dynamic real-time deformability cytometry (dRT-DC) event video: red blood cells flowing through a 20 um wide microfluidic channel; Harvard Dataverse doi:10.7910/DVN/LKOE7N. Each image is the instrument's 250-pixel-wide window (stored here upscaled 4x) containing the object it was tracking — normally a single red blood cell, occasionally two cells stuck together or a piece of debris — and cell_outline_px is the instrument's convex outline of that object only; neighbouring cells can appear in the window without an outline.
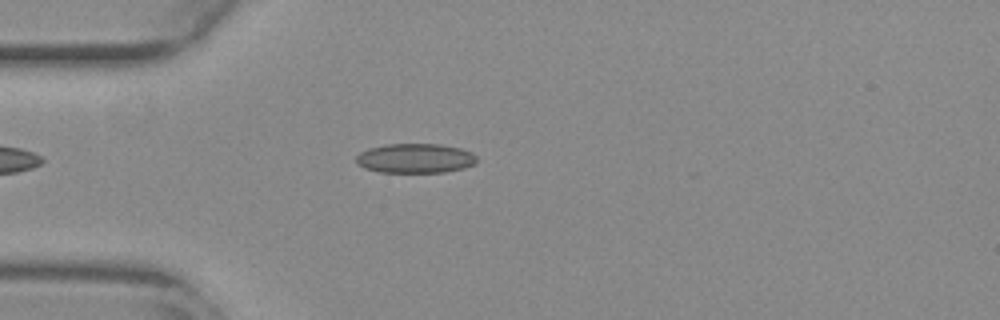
{"species": "common noctule bat (a hibernating species)", "species_latin": "Nyctalus noctula", "temperature_condition": "warm", "stored_images_in_passage": 35, "camera_frame_rate_fps": 3000, "um_per_image_px": 0.085, "animal": {"sex": "female", "body_mass_g": 29.2, "forearm_length_mm": 56.3}, "frame": {"image": 1, "passage_image": 4, "time_ms": 1.0, "image_size_px": [1000, 320], "cell_outline_px": [[476, 160], [472, 164], [464, 168], [444, 172], [380, 172], [364, 168], [356, 160], [356, 156], [360, 152], [368, 148], [384, 144], [440, 144], [460, 148], [472, 152], [476, 156]], "centroid_in_image_um": [35.28, 13.45], "position_along_channel_um": 49.7, "area_um2": 20.69}}
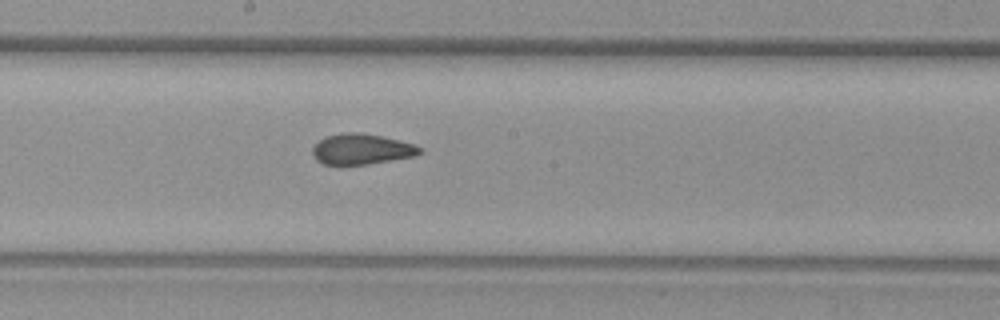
{"frame": {"image": 2, "passage_image": 18, "time_ms": 5.667, "image_size_px": [1000, 320], "cell_outline_px": [[424, 152], [416, 156], [368, 164], [340, 168], [324, 164], [316, 160], [312, 156], [312, 148], [324, 136], [344, 132], [360, 132], [380, 136], [412, 144], [420, 148]], "centroid_in_image_um": [30.65, 12.72], "position_along_channel_um": 217.5, "area_um2": 19.65}}
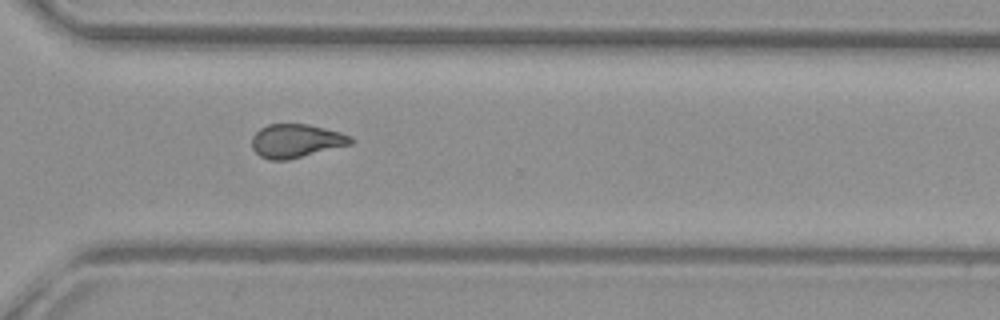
{"frame": {"image": 3, "passage_image": 28, "time_ms": 9.0, "image_size_px": [1000, 320], "cell_outline_px": [[356, 140], [352, 144], [288, 160], [268, 160], [260, 156], [252, 148], [252, 136], [260, 128], [268, 124], [308, 124], [340, 132], [352, 136]], "centroid_in_image_um": [25.18, 11.98], "position_along_channel_um": 345.4, "area_um2": 19.48}}